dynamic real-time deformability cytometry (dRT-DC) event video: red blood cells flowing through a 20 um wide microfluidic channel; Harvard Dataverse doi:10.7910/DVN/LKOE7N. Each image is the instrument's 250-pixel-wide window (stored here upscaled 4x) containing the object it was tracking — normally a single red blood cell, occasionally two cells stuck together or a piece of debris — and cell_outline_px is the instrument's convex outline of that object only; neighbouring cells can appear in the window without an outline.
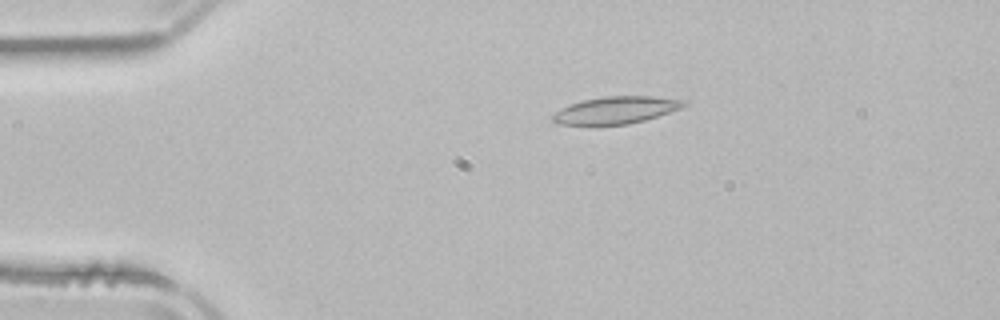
{"species": "common noctule bat (a hibernating species)", "species_latin": "Nyctalus noctula", "temperature_condition": "room temperature", "stored_images_in_passage": 2, "camera_frame_rate_fps": 3000, "um_per_image_px": 0.085, "animal": {"sex": "male", "body_mass_g": 21.5, "forearm_length_mm": 52.0}, "frame": {"image": 1, "passage_image": 1, "time_ms": 0.0, "image_size_px": [1000, 320], "cell_outline_px": [[688, 104], [680, 108], [644, 120], [628, 124], [596, 128], [560, 124], [552, 120], [552, 116], [560, 108], [568, 104], [584, 100], [604, 96], [652, 96], [688, 100]], "centroid_in_image_um": [52.29, 9.4], "position_along_channel_um": 32.7, "area_um2": 21.5}}